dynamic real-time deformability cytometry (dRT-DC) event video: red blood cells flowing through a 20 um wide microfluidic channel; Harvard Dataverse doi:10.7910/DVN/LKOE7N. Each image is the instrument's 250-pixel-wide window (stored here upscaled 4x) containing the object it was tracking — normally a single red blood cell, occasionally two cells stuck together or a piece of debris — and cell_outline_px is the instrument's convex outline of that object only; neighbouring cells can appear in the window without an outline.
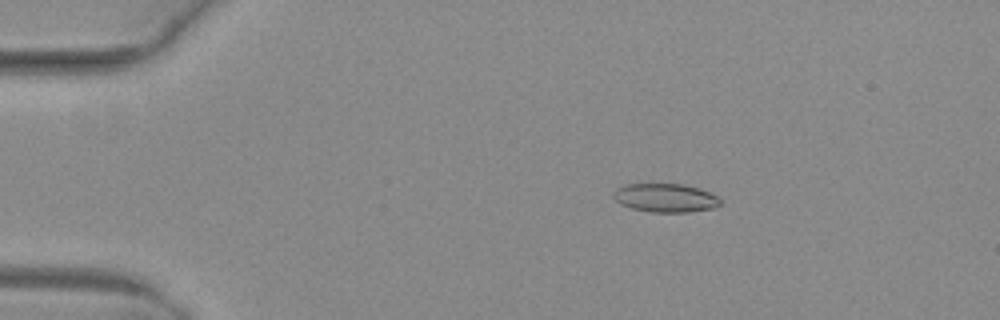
{"species": "common noctule bat (a hibernating species)", "species_latin": "Nyctalus noctula", "temperature_condition": "warm", "stored_images_in_passage": 52, "camera_frame_rate_fps": 3000, "um_per_image_px": 0.085, "animal": {"sex": "female", "body_mass_g": 29.2, "forearm_length_mm": 56.3}, "frame": {"image": 1, "passage_image": 10, "time_ms": 3.0, "image_size_px": [1000, 320], "cell_outline_px": [[720, 204], [716, 208], [688, 212], [652, 212], [632, 208], [620, 204], [612, 196], [616, 188], [624, 184], [684, 184], [700, 188], [716, 196], [720, 200]], "centroid_in_image_um": [56.55, 16.81], "position_along_channel_um": 28.4, "area_um2": 17.86}}
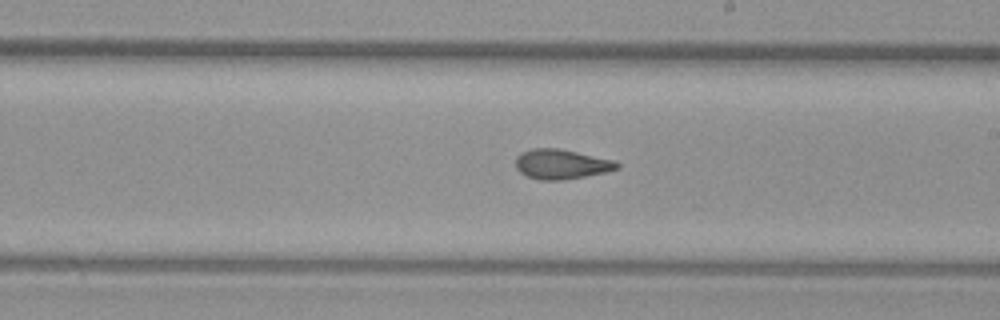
{"frame": {"image": 2, "passage_image": 31, "time_ms": 10.0, "image_size_px": [1000, 320], "cell_outline_px": [[620, 168], [604, 172], [564, 180], [540, 180], [524, 176], [516, 168], [516, 156], [520, 152], [532, 148], [560, 148], [616, 160], [620, 164]], "centroid_in_image_um": [47.7, 13.94], "position_along_channel_um": 241.3, "area_um2": 17.86}}
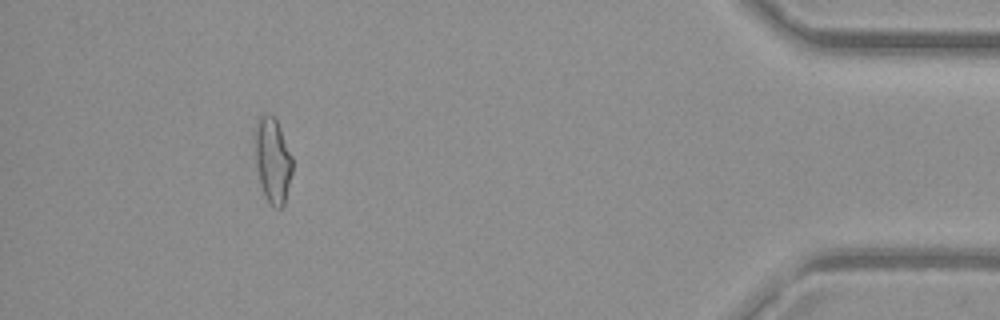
{"frame": {"image": 3, "passage_image": 48, "time_ms": 15.667, "image_size_px": [1000, 320], "cell_outline_px": [[292, 172], [284, 204], [280, 208], [272, 208], [264, 196], [260, 184], [256, 164], [252, 132], [252, 128], [260, 116], [264, 112], [276, 116], [292, 156]], "centroid_in_image_um": [23.13, 13.55], "position_along_channel_um": 412.1, "area_um2": 19.36}, "authors_computed_cell_mechanics": {"area_um2": 17.9758, "velocity_mm_per_s": 4.0484, "shape_relaxation_time_tau1_ms": null, "shape_relaxation_time_tau2_ms": 1.7386, "deformation_change_tau1": null, "deformation_change_tau2": 0.096}}